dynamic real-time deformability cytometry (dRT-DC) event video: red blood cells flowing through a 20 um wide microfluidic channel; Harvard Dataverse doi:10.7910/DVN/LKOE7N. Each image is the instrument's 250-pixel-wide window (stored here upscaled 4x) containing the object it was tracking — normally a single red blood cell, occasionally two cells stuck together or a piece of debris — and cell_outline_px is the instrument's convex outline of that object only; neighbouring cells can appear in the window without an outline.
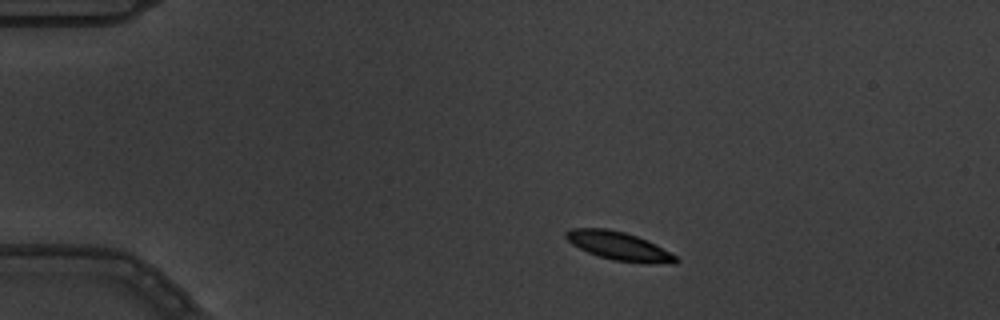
{"species": "common noctule bat (a hibernating species)", "species_latin": "Nyctalus noctula", "temperature_condition": "warm", "stored_images_in_passage": 9, "camera_frame_rate_fps": 3000, "um_per_image_px": 0.085, "animal": {"sex": "male", "body_mass_g": 19.5, "forearm_length_mm": 54.6}, "frame": {"image": 1, "passage_image": 1, "time_ms": 0.0, "image_size_px": [1000, 320], "cell_outline_px": [[680, 260], [612, 260], [588, 252], [572, 244], [564, 236], [564, 232], [572, 228], [608, 228], [624, 232], [648, 240], [676, 256]], "centroid_in_image_um": [52.4, 20.81], "position_along_channel_um": 32.6, "area_um2": 16.94}}
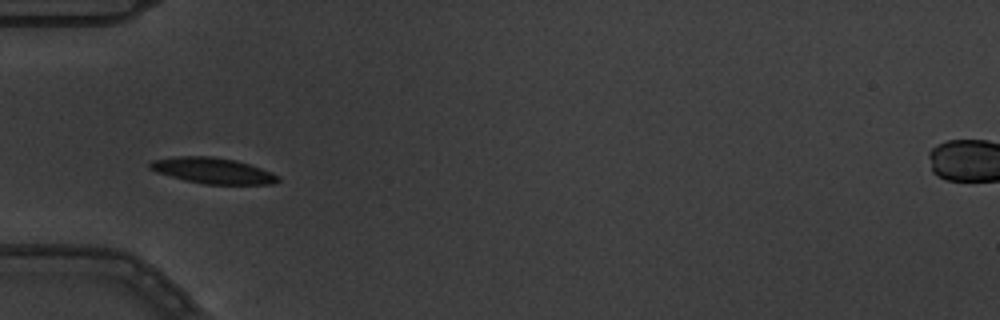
{"frame": {"image": 2, "passage_image": 3, "time_ms": 0.667, "image_size_px": [1000, 320], "cell_outline_px": [[280, 180], [272, 184], [204, 184], [184, 180], [156, 172], [148, 168], [148, 164], [152, 160], [176, 156], [212, 156], [236, 160], [272, 172], [280, 176]], "centroid_in_image_um": [18.07, 14.5], "position_along_channel_um": 66.9, "area_um2": 19.36}}
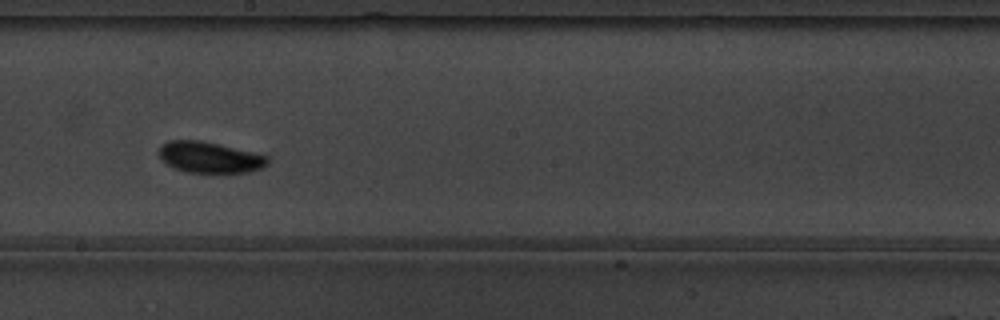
{"frame": {"image": 3, "passage_image": 7, "time_ms": 2.0, "image_size_px": [1000, 320], "cell_outline_px": [[268, 164], [264, 168], [248, 172], [188, 172], [172, 168], [156, 152], [160, 144], [168, 140], [200, 140], [220, 144], [268, 156]], "centroid_in_image_um": [17.79, 13.36], "position_along_channel_um": 230.4, "area_um2": 19.77}}